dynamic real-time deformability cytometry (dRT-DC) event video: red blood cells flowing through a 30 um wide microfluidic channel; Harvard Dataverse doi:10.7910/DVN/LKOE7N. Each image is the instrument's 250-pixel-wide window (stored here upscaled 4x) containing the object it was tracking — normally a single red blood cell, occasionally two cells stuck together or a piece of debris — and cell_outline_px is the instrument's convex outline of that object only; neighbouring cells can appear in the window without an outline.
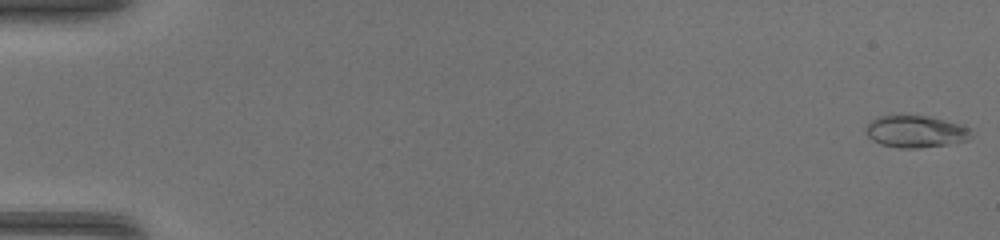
{"species": "common noctule bat (a hibernating species)", "species_latin": "Nyctalus noctula", "temperature_condition": "warm", "stored_images_in_passage": 46, "camera_frame_rate_fps": 3000, "um_per_image_px": 0.085, "animal": {"sex": "female", "body_mass_g": 17.0, "forearm_length_mm": 48.0}, "frame": {"image": 1, "passage_image": 1, "time_ms": 0.0, "image_size_px": [1000, 240], "cell_outline_px": [[976, 132], [968, 140], [948, 144], [916, 148], [900, 148], [880, 144], [872, 140], [864, 132], [864, 128], [876, 116], [900, 112], [928, 116], [944, 120], [972, 128]], "centroid_in_image_um": [77.81, 11.13], "position_along_channel_um": 7.2, "area_um2": 20.52}}
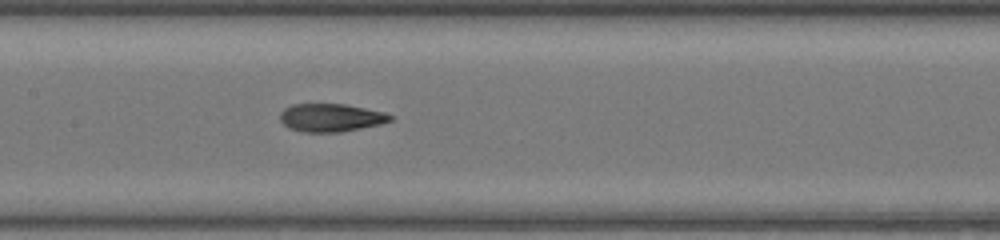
{"frame": {"image": 2, "passage_image": 24, "time_ms": 7.667, "image_size_px": [1000, 240], "cell_outline_px": [[392, 120], [380, 124], [340, 132], [304, 132], [288, 128], [280, 120], [280, 112], [284, 108], [292, 104], [344, 104], [384, 112], [392, 116]], "centroid_in_image_um": [28.09, 10.0], "position_along_channel_um": 179.3, "area_um2": 17.92}}
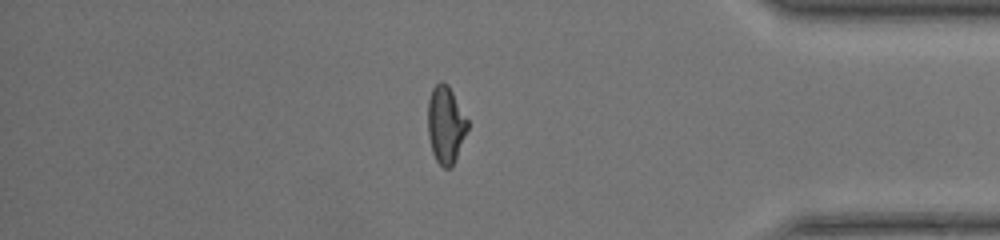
{"frame": {"image": 3, "passage_image": 40, "time_ms": 13.0, "image_size_px": [1000, 240], "cell_outline_px": [[468, 128], [456, 160], [452, 168], [444, 168], [436, 160], [432, 152], [428, 136], [428, 100], [432, 88], [440, 80], [448, 84], [468, 120]], "centroid_in_image_um": [37.88, 10.61], "position_along_channel_um": 397.3, "area_um2": 18.03}}